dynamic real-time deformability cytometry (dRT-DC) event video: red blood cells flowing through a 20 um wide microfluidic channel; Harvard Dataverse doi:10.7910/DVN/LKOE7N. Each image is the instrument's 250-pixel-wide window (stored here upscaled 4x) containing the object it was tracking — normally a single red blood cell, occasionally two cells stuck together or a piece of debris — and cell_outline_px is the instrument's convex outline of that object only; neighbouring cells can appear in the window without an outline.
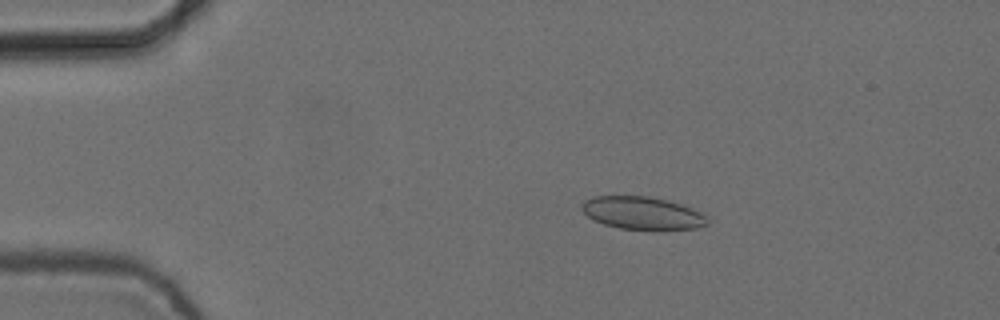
{"species": "common noctule bat (a hibernating species)", "species_latin": "Nyctalus noctula", "temperature_condition": "cold", "stored_images_in_passage": 9, "camera_frame_rate_fps": 3000, "um_per_image_px": 0.085, "animal": {"sex": "female", "body_mass_g": 24.6, "forearm_length_mm": 56.2}, "frame": {"image": 1, "passage_image": 3, "time_ms": 0.667, "image_size_px": [1000, 320], "cell_outline_px": [[708, 224], [696, 228], [660, 232], [652, 232], [620, 228], [604, 224], [588, 216], [580, 208], [580, 204], [584, 200], [592, 196], [648, 196], [668, 200], [692, 208], [708, 216]], "centroid_in_image_um": [54.64, 18.14], "position_along_channel_um": 30.4, "area_um2": 24.74}}
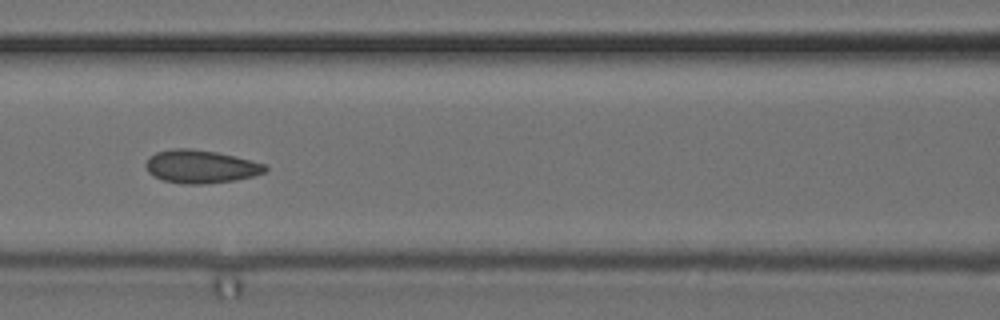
{"frame": {"image": 2, "passage_image": 7, "time_ms": 2.0, "image_size_px": [1000, 320], "cell_outline_px": [[268, 168], [264, 172], [252, 176], [236, 180], [204, 184], [184, 184], [164, 180], [152, 176], [148, 172], [144, 164], [156, 152], [172, 148], [192, 148], [216, 152], [268, 164]], "centroid_in_image_um": [17.06, 14.16], "position_along_channel_um": 149.5, "area_um2": 23.06}}
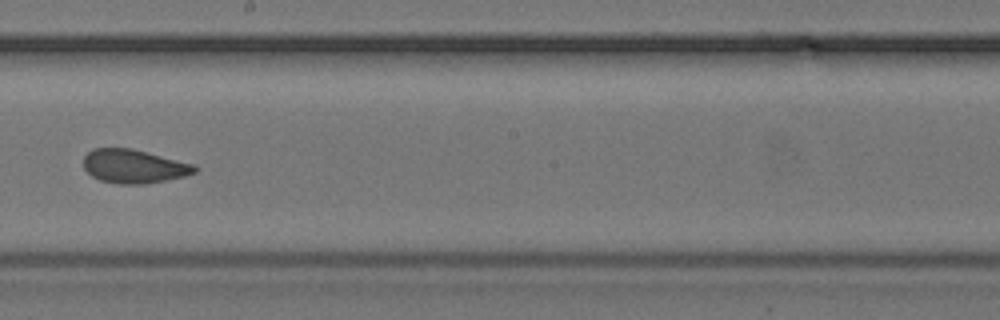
{"frame": {"image": 3, "passage_image": 9, "time_ms": 2.667, "image_size_px": [1000, 320], "cell_outline_px": [[200, 168], [196, 172], [184, 176], [144, 184], [120, 184], [100, 180], [92, 176], [84, 168], [84, 156], [92, 148], [132, 148], [196, 164]], "centroid_in_image_um": [11.41, 14.12], "position_along_channel_um": 236.8, "area_um2": 21.96}}